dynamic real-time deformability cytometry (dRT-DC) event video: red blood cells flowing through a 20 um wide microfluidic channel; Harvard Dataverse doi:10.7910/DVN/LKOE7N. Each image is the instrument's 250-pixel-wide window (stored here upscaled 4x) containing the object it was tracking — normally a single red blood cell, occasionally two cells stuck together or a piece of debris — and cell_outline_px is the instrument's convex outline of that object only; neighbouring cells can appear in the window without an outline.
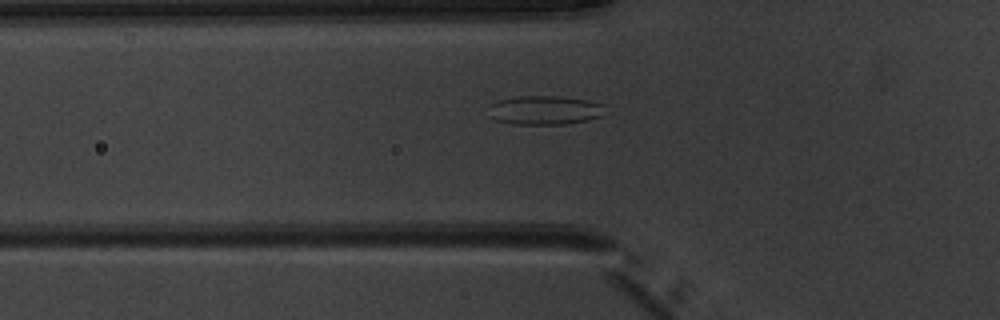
{"species": "common noctule bat (a hibernating species)", "species_latin": "Nyctalus noctula", "temperature_condition": "warm", "stored_images_in_passage": 36, "camera_frame_rate_fps": 3000, "um_per_image_px": 0.085, "animal": {"sex": "male", "body_mass_g": 20.1, "forearm_length_mm": 53.5}, "frame": {"image": 1, "passage_image": 3, "time_ms": 0.667, "image_size_px": [1000, 320], "cell_outline_px": [[604, 104], [600, 116], [588, 120], [564, 124], [512, 124], [492, 120], [488, 104], [500, 100], [520, 96], [560, 96], [588, 100]], "centroid_in_image_um": [46.25, 9.36], "position_along_channel_um": 79.5, "area_um2": 19.65}}
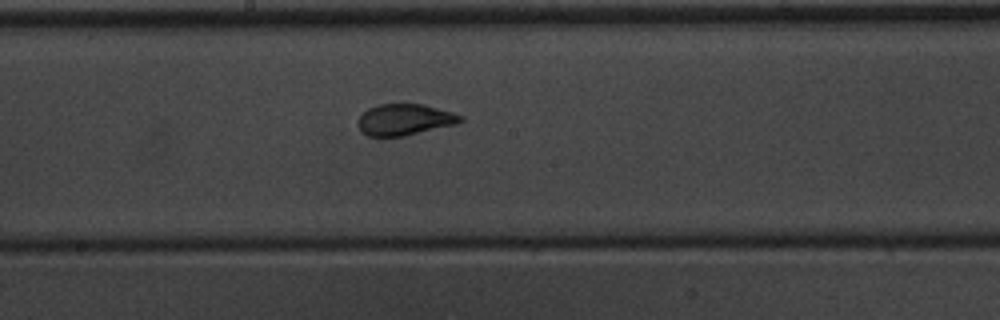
{"frame": {"image": 2, "passage_image": 13, "time_ms": 4.0, "image_size_px": [1000, 320], "cell_outline_px": [[464, 120], [456, 124], [404, 136], [368, 136], [360, 132], [356, 124], [360, 116], [368, 108], [380, 104], [424, 104], [452, 112], [464, 116]], "centroid_in_image_um": [34.38, 10.17], "position_along_channel_um": 213.8, "area_um2": 18.79}}
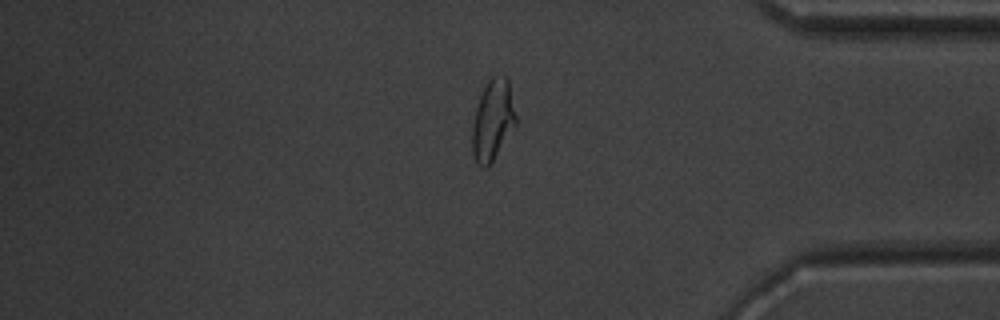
{"frame": {"image": 3, "passage_image": 28, "time_ms": 9.0, "image_size_px": [1000, 320], "cell_outline_px": [[516, 124], [488, 168], [480, 168], [476, 164], [472, 152], [472, 124], [476, 108], [480, 96], [488, 80], [496, 72], [504, 76], [508, 80], [516, 116]], "centroid_in_image_um": [41.86, 10.23], "position_along_channel_um": 393.3, "area_um2": 20.63}, "authors_computed_cell_mechanics": {"area_um2": 19.2474, "velocity_mm_per_s": 4.0061, "shape_relaxation_time_tau1_ms": 6.1772, "shape_relaxation_time_tau2_ms": 0.716, "deformation_change_tau1": 0.1902, "deformation_change_tau2": 0.0677}}